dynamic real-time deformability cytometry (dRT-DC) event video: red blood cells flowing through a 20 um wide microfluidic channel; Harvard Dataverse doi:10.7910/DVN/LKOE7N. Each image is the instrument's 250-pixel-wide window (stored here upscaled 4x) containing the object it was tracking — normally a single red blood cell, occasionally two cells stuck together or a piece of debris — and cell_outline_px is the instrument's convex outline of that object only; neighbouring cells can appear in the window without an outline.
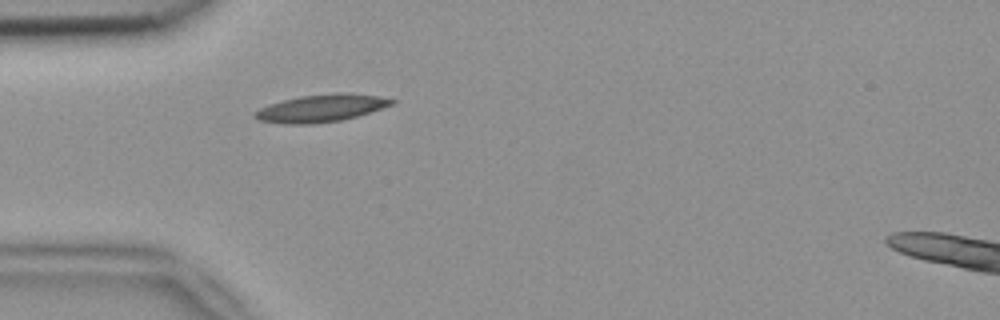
{"species": "common noctule bat (a hibernating species)", "species_latin": "Nyctalus noctula", "temperature_condition": "room temperature", "stored_images_in_passage": 1, "camera_frame_rate_fps": 3000, "um_per_image_px": 0.085, "animal": {"sex": "female", "body_mass_g": 18.4}, "frame": {"image": 1, "passage_image": 1, "time_ms": 0.0, "image_size_px": [1000, 320], "cell_outline_px": [[396, 100], [392, 104], [356, 116], [340, 120], [312, 124], [284, 124], [260, 120], [252, 116], [252, 112], [268, 104], [300, 96], [336, 92], [340, 92], [380, 96]], "centroid_in_image_um": [27.24, 9.19], "position_along_channel_um": 57.8, "area_um2": 21.73}}